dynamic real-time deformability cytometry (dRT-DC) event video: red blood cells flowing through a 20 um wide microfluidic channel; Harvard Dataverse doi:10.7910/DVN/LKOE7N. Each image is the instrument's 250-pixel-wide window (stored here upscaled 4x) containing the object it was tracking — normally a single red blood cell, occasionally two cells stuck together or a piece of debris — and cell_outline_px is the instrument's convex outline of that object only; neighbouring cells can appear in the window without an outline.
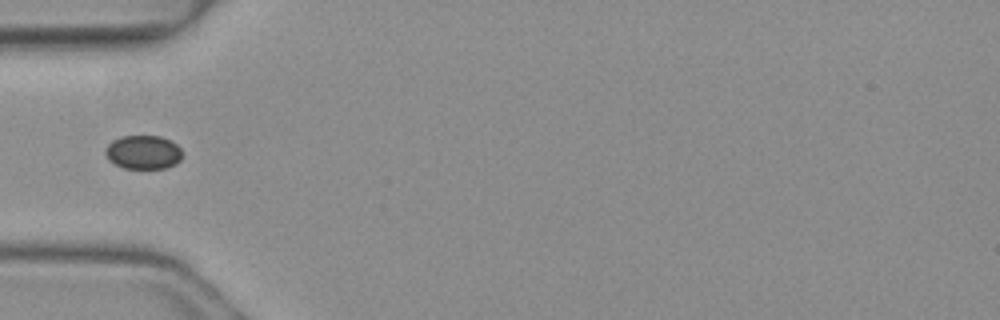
{"species": "common noctule bat (a hibernating species)", "species_latin": "Nyctalus noctula", "temperature_condition": "warm", "stored_images_in_passage": 5, "camera_frame_rate_fps": 3000, "um_per_image_px": 0.085, "animal": {"sex": "female", "body_mass_g": 19.3, "forearm_length_mm": 54.1}, "frame": {"image": 1, "passage_image": 5, "time_ms": 1.333, "image_size_px": [1000, 320], "cell_outline_px": [[184, 152], [180, 160], [176, 164], [164, 168], [124, 168], [108, 160], [104, 152], [104, 148], [112, 140], [120, 136], [160, 136], [176, 144]], "centroid_in_image_um": [12.16, 12.93], "position_along_channel_um": 72.8, "area_um2": 15.26}}